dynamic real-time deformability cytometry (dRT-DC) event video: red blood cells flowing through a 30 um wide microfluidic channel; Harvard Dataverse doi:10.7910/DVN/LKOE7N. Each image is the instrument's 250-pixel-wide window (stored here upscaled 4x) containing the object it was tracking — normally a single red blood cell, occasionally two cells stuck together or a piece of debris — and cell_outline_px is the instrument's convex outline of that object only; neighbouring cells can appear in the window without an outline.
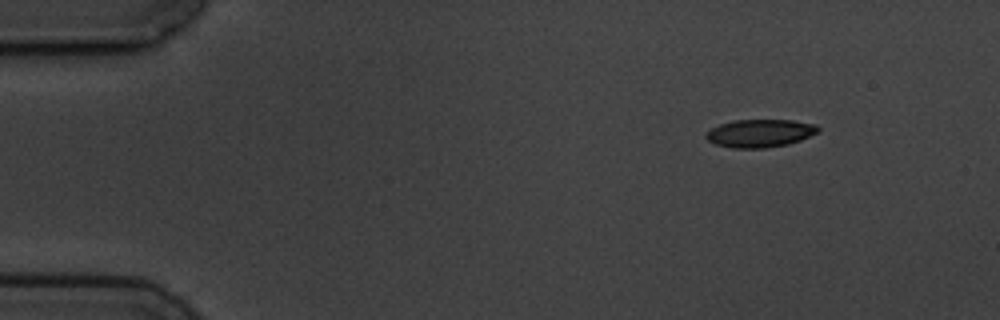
{"species": "common noctule bat (a hibernating species)", "species_latin": "Nyctalus noctula", "temperature_condition": "cold", "stored_images_in_passage": 6, "camera_frame_rate_fps": 3000, "um_per_image_px": 0.085, "animal": {"sex": "male", "body_mass_g": 19.5, "forearm_length_mm": 54.6}, "frame": {"image": 1, "passage_image": 1, "time_ms": 0.0, "image_size_px": [1000, 320], "cell_outline_px": [[820, 132], [800, 140], [788, 144], [764, 148], [732, 148], [716, 144], [708, 140], [704, 136], [704, 132], [720, 124], [732, 120], [792, 120], [816, 124], [820, 128]], "centroid_in_image_um": [64.6, 11.32], "position_along_channel_um": 20.4, "area_um2": 18.38}}
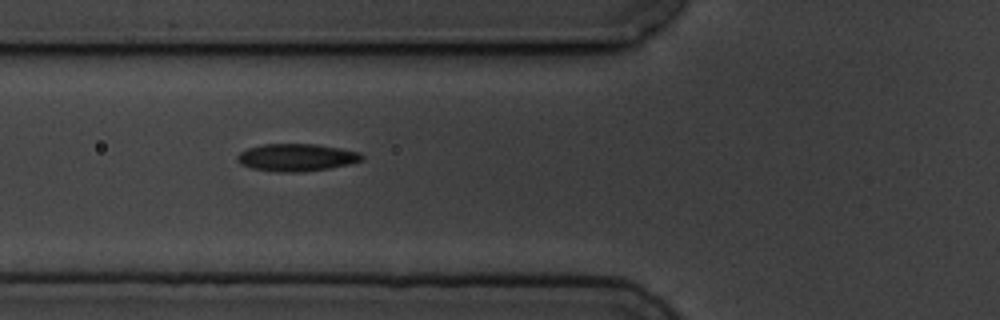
{"frame": {"image": 2, "passage_image": 5, "time_ms": 4.667, "image_size_px": [1000, 320], "cell_outline_px": [[364, 156], [360, 160], [348, 164], [328, 168], [304, 172], [276, 172], [252, 168], [240, 164], [236, 160], [236, 156], [240, 152], [248, 148], [260, 144], [316, 144], [340, 148], [360, 152]], "centroid_in_image_um": [25.16, 13.38], "position_along_channel_um": 100.6, "area_um2": 19.94}}
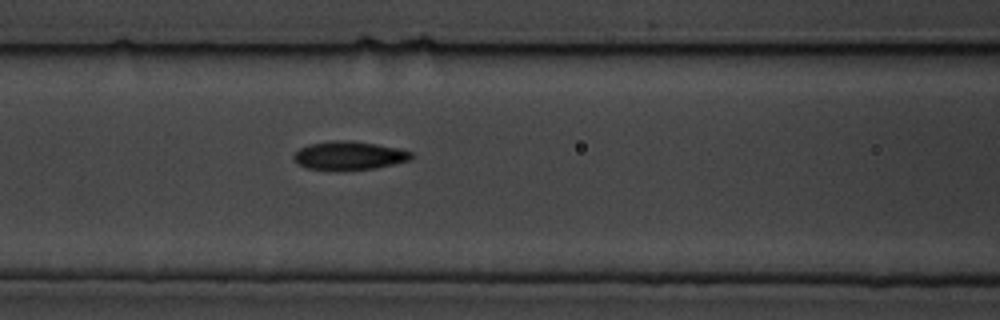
{"frame": {"image": 3, "passage_image": 6, "time_ms": 5.667, "image_size_px": [1000, 320], "cell_outline_px": [[416, 156], [412, 160], [376, 168], [308, 168], [296, 164], [292, 156], [300, 148], [308, 144], [332, 140], [352, 140], [400, 148], [412, 152]], "centroid_in_image_um": [29.73, 13.18], "position_along_channel_um": 136.9, "area_um2": 19.31}}